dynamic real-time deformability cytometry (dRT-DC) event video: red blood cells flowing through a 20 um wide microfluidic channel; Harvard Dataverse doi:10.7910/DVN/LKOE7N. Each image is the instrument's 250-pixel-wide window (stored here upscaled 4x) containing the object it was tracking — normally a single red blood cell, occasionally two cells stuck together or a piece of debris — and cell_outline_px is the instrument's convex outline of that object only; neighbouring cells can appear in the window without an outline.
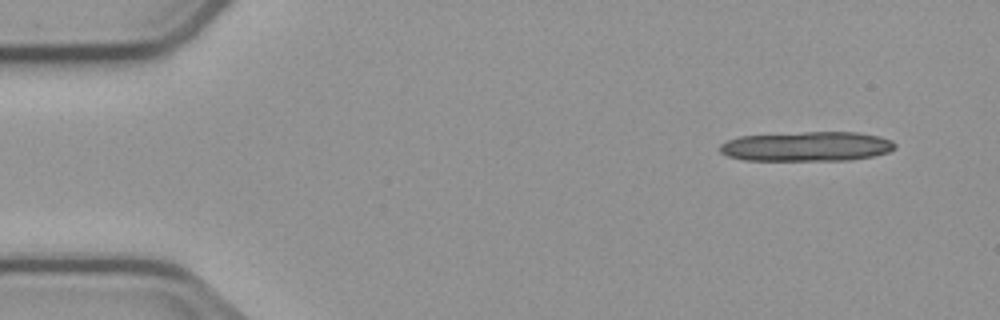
{"species": "common noctule bat (a hibernating species)", "species_latin": "Nyctalus noctula", "temperature_condition": "cold", "stored_images_in_passage": 5, "camera_frame_rate_fps": 3000, "um_per_image_px": 0.085, "animal": {"sex": "male", "body_mass_g": 23.1, "forearm_length_mm": 52.7}, "frame": {"image": 1, "passage_image": 1, "time_ms": 0.0, "image_size_px": [1000, 320], "cell_outline_px": [[896, 148], [888, 152], [872, 156], [848, 160], [744, 160], [728, 156], [720, 152], [720, 144], [728, 140], [740, 136], [804, 132], [860, 132], [880, 136], [892, 140], [896, 144]], "centroid_in_image_um": [68.61, 12.44], "position_along_channel_um": 16.4, "area_um2": 30.29}}
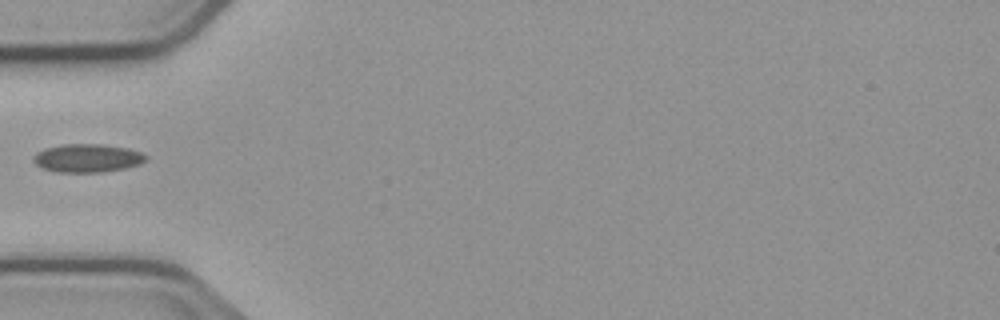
{"frame": {"image": 2, "passage_image": 4, "time_ms": 4.667, "image_size_px": [1000, 320], "cell_outline_px": [[148, 160], [140, 164], [124, 168], [104, 172], [56, 172], [44, 168], [36, 164], [32, 160], [32, 156], [36, 152], [44, 148], [64, 144], [100, 144], [128, 148], [140, 152], [148, 156]], "centroid_in_image_um": [7.43, 13.43], "position_along_channel_um": 77.6, "area_um2": 18.67}}
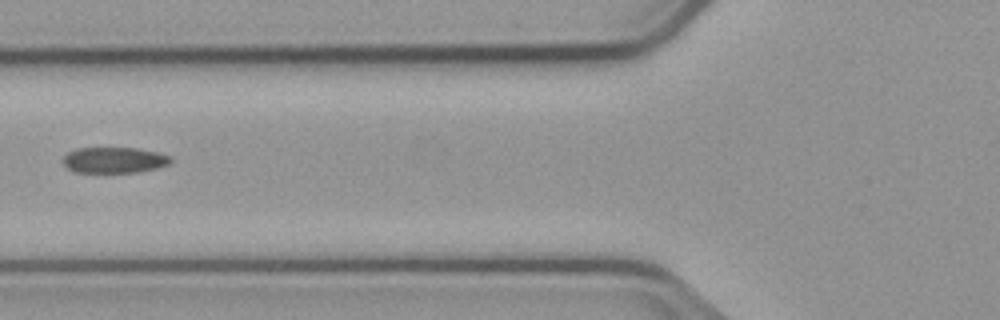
{"frame": {"image": 3, "passage_image": 5, "time_ms": 5.667, "image_size_px": [1000, 320], "cell_outline_px": [[172, 160], [168, 164], [156, 168], [136, 172], [76, 172], [68, 168], [64, 164], [64, 156], [68, 152], [76, 148], [136, 148], [156, 152], [172, 156]], "centroid_in_image_um": [9.71, 13.6], "position_along_channel_um": 116.1, "area_um2": 16.07}}